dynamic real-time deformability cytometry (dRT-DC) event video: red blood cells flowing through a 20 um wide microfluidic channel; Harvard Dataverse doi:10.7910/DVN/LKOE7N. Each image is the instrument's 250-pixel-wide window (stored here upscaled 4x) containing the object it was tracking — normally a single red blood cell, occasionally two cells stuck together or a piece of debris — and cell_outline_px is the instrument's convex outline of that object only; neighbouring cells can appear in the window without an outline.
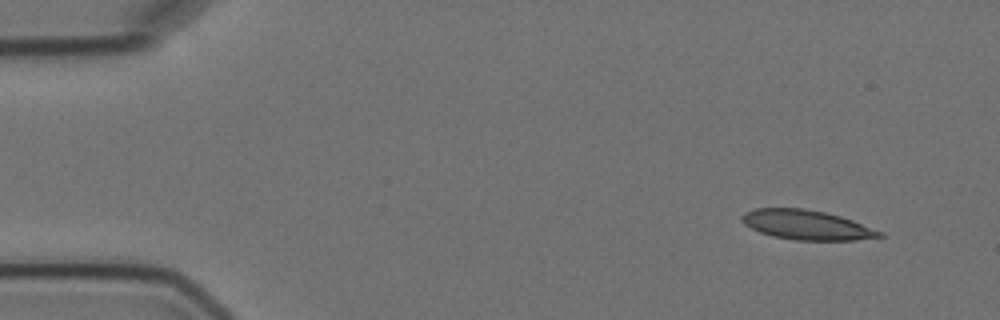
{"species": "Egyptian fruit bat (a non-hibernating species)", "species_latin": "Rousettus aegyptiacus", "temperature_condition": "cold", "stored_images_in_passage": 4, "camera_frame_rate_fps": 3000, "um_per_image_px": 0.085, "animal": {"sex": "female"}, "frame": {"image": 1, "passage_image": 1, "time_ms": 0.0, "image_size_px": [1000, 320], "cell_outline_px": [[884, 236], [852, 240], [796, 240], [772, 236], [760, 232], [744, 224], [740, 220], [740, 216], [744, 212], [756, 208], [804, 208], [824, 212], [840, 216], [852, 220], [884, 232]], "centroid_in_image_um": [68.54, 19.11], "position_along_channel_um": 16.5, "area_um2": 23.7}}
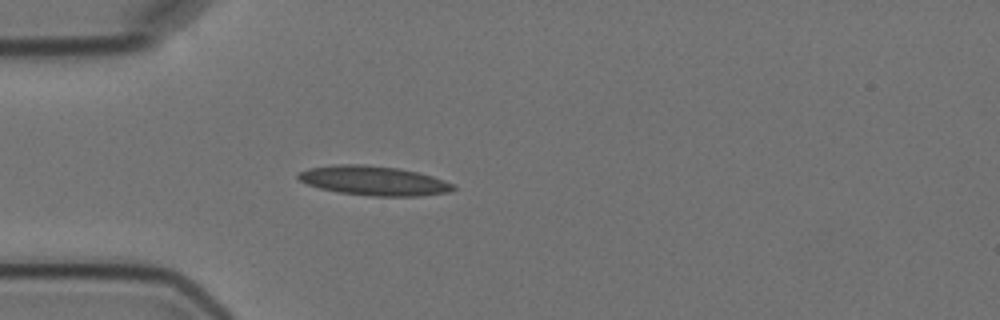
{"frame": {"image": 2, "passage_image": 4, "time_ms": 3.667, "image_size_px": [1000, 320], "cell_outline_px": [[456, 188], [448, 192], [420, 196], [372, 196], [336, 192], [320, 188], [308, 184], [300, 180], [296, 176], [300, 172], [308, 168], [332, 164], [364, 164], [400, 168], [432, 176], [444, 180], [452, 184]], "centroid_in_image_um": [31.75, 15.35], "position_along_channel_um": 53.3, "area_um2": 26.59}}